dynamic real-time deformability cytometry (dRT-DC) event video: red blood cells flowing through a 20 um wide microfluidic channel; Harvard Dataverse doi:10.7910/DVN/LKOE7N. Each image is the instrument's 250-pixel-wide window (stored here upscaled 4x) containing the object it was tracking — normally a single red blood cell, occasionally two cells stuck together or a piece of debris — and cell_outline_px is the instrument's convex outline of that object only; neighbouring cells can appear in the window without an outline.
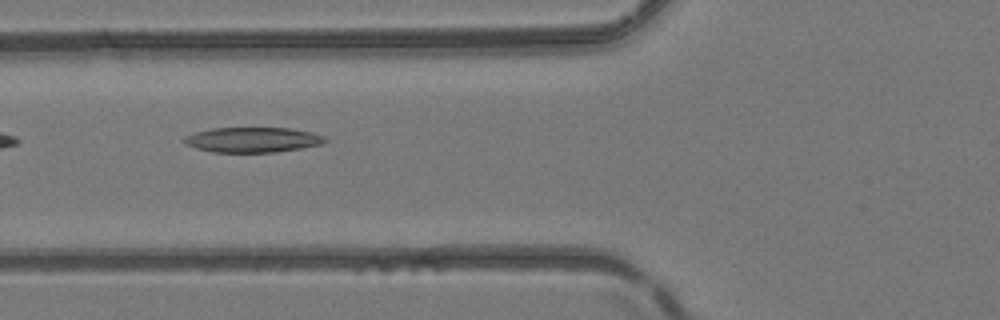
{"species": "common noctule bat (a hibernating species)", "species_latin": "Nyctalus noctula", "temperature_condition": "room temperature", "stored_images_in_passage": 8, "camera_frame_rate_fps": 3000, "um_per_image_px": 0.085, "animal": {"sex": "female", "body_mass_g": 24.6, "forearm_length_mm": 56.2}, "frame": {"image": 1, "passage_image": 3, "time_ms": 0.667, "image_size_px": [1000, 320], "cell_outline_px": [[328, 140], [320, 144], [300, 148], [276, 152], [212, 152], [196, 148], [180, 140], [184, 136], [196, 132], [212, 128], [292, 128], [312, 132], [324, 136]], "centroid_in_image_um": [21.46, 11.87], "position_along_channel_um": 104.3, "area_um2": 20.58}}
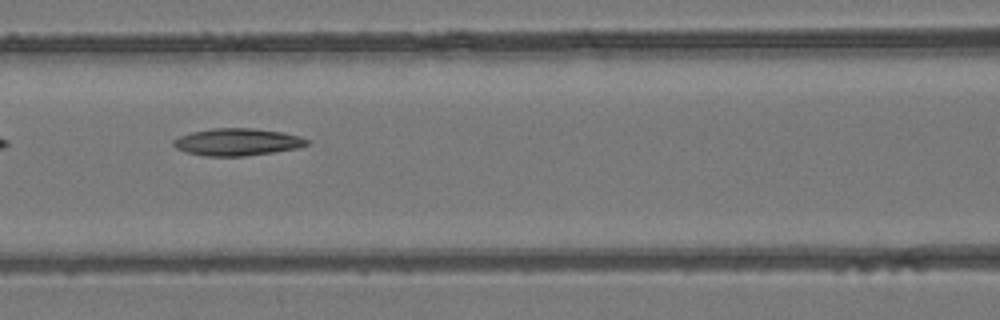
{"frame": {"image": 2, "passage_image": 6, "time_ms": 1.667, "image_size_px": [1000, 320], "cell_outline_px": [[308, 144], [300, 148], [244, 156], [204, 156], [188, 152], [176, 148], [172, 144], [172, 140], [180, 136], [192, 132], [212, 128], [252, 128], [280, 132], [300, 136], [308, 140]], "centroid_in_image_um": [20.16, 12.07], "position_along_channel_um": 146.4, "area_um2": 21.04}}